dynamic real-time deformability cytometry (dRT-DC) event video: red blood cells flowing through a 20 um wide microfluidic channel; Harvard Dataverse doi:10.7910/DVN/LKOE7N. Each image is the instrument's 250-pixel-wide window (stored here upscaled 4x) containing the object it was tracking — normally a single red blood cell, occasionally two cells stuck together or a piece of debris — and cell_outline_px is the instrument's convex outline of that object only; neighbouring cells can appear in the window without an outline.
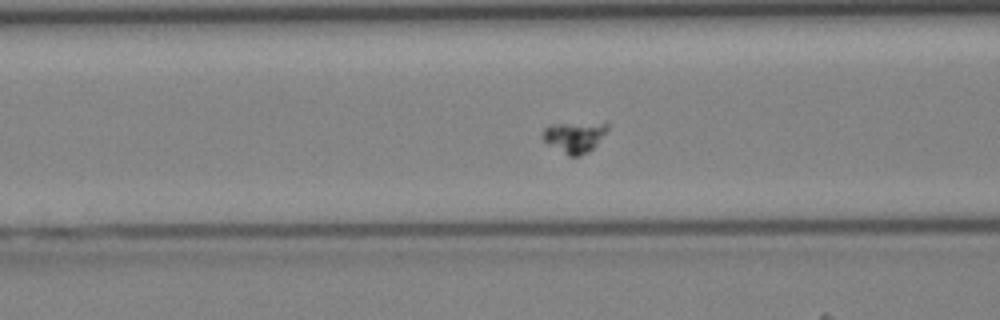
{"species": "Egyptian fruit bat (a non-hibernating species)", "species_latin": "Rousettus aegyptiacus", "temperature_condition": "cold", "stored_images_in_passage": 44, "segment_of_instrument_passage": [1, 2], "camera_frame_rate_fps": 3000, "um_per_image_px": 0.085, "animal": {"sex": "female"}, "frame": {"image": 1, "passage_image": 17, "time_ms": 5.333, "image_size_px": [1000, 320], "cell_outline_px": [[608, 128], [596, 144], [588, 152], [580, 156], [568, 156], [548, 144], [544, 140], [544, 128], [552, 124], [608, 120]], "centroid_in_image_um": [48.89, 11.59], "position_along_channel_um": 117.7, "area_um2": 11.91}}
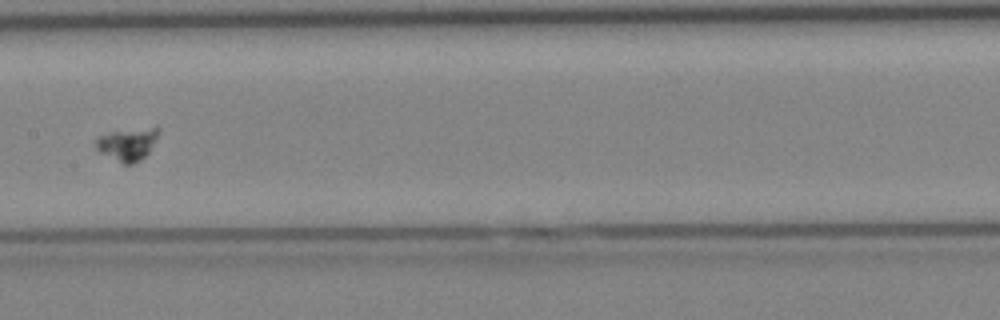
{"frame": {"image": 2, "passage_image": 22, "time_ms": 7.0, "image_size_px": [1000, 320], "cell_outline_px": [[160, 128], [148, 152], [140, 160], [132, 164], [124, 164], [100, 152], [96, 148], [96, 140], [100, 136], [108, 132], [156, 124]], "centroid_in_image_um": [10.87, 12.19], "position_along_channel_um": 196.5, "area_um2": 11.96}}
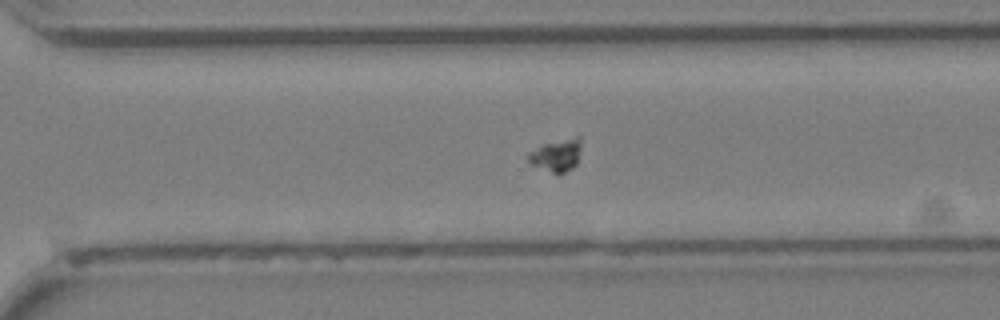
{"frame": {"image": 3, "passage_image": 30, "time_ms": 9.667, "image_size_px": [1000, 320], "cell_outline_px": [[580, 148], [576, 164], [572, 168], [564, 172], [552, 172], [528, 164], [528, 152], [540, 144], [580, 132]], "centroid_in_image_um": [47.3, 13.1], "position_along_channel_um": 323.3, "area_um2": 10.46}}